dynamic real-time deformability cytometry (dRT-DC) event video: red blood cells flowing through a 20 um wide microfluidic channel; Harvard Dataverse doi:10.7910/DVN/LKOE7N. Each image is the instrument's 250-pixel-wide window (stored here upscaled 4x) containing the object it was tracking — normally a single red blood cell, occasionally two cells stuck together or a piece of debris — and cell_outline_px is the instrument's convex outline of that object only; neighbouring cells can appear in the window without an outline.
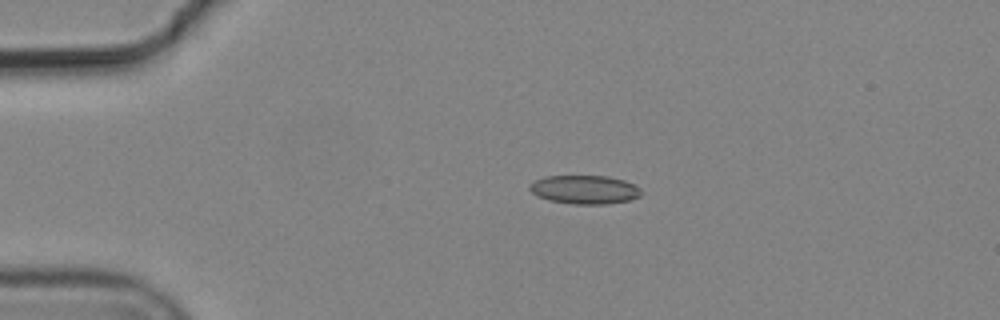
{"species": "common noctule bat (a hibernating species)", "species_latin": "Nyctalus noctula", "temperature_condition": "cold", "stored_images_in_passage": 4, "camera_frame_rate_fps": 3000, "um_per_image_px": 0.085, "animal": {"sex": "male", "body_mass_g": 19.2, "forearm_length_mm": 51.8}, "frame": {"image": 1, "passage_image": 1, "time_ms": 0.0, "image_size_px": [1000, 320], "cell_outline_px": [[644, 192], [640, 196], [632, 200], [604, 204], [576, 204], [548, 200], [532, 192], [528, 188], [528, 184], [544, 176], [608, 176], [624, 180], [636, 184]], "centroid_in_image_um": [49.74, 16.11], "position_along_channel_um": 35.3, "area_um2": 18.79}}
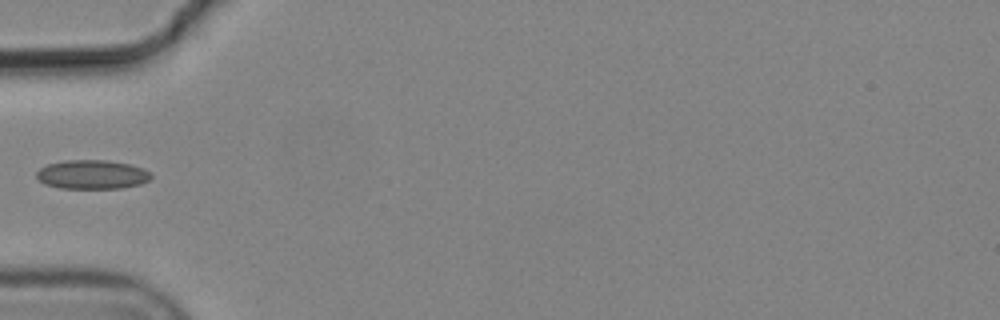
{"frame": {"image": 2, "passage_image": 3, "time_ms": 0.667, "image_size_px": [1000, 320], "cell_outline_px": [[152, 176], [148, 180], [140, 184], [120, 188], [60, 188], [44, 184], [36, 176], [36, 172], [40, 168], [48, 164], [64, 160], [104, 160], [132, 164], [144, 168]], "centroid_in_image_um": [7.82, 14.83], "position_along_channel_um": 77.2, "area_um2": 19.36}}
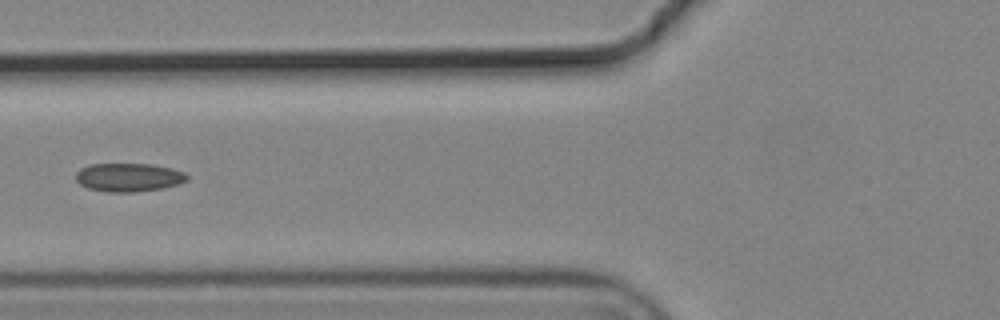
{"frame": {"image": 3, "passage_image": 4, "time_ms": 1.0, "image_size_px": [1000, 320], "cell_outline_px": [[188, 180], [180, 184], [164, 188], [132, 192], [108, 192], [88, 188], [80, 184], [76, 180], [76, 172], [80, 168], [88, 164], [152, 164], [172, 168], [184, 172], [188, 176]], "centroid_in_image_um": [10.95, 15.07], "position_along_channel_um": 114.9, "area_um2": 18.61}}